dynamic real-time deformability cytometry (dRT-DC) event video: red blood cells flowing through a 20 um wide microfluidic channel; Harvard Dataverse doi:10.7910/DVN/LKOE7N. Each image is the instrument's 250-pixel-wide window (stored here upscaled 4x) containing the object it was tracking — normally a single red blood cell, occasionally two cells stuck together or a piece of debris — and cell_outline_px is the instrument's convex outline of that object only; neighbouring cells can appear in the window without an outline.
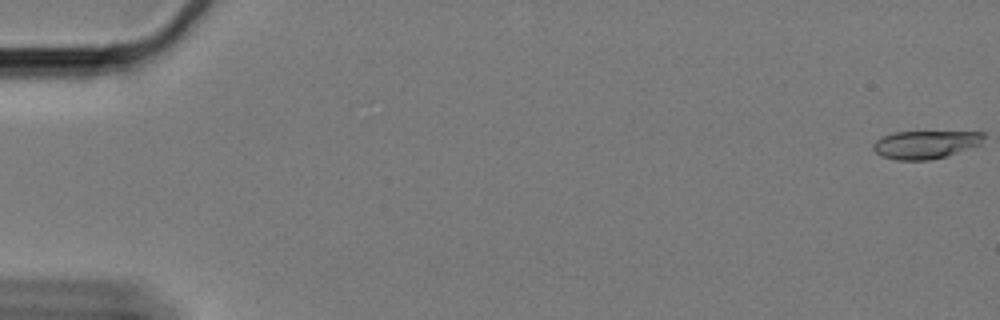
{"species": "Egyptian fruit bat (a non-hibernating species)", "species_latin": "Rousettus aegyptiacus", "temperature_condition": "cold", "stored_images_in_passage": 62, "camera_frame_rate_fps": 3000, "um_per_image_px": 0.085, "animal": {"sex": "female"}, "frame": {"image": 1, "passage_image": 1, "time_ms": 0.0, "image_size_px": [1000, 320], "cell_outline_px": [[984, 136], [980, 144], [948, 156], [928, 160], [896, 160], [880, 156], [872, 148], [884, 136], [896, 132], [984, 132]], "centroid_in_image_um": [78.69, 12.3], "position_along_channel_um": 6.3, "area_um2": 17.74}}
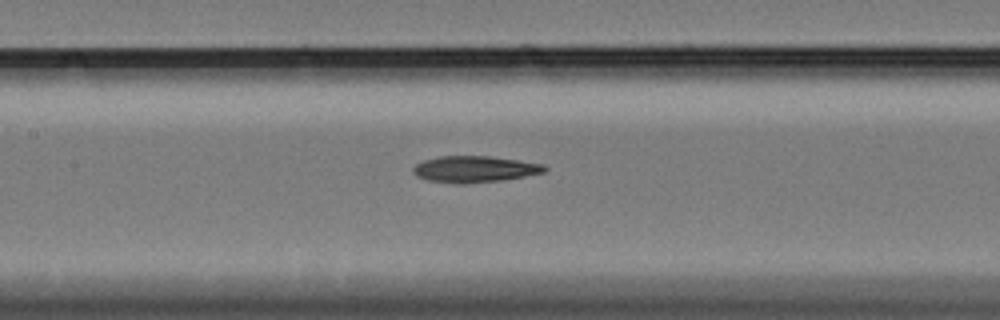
{"frame": {"image": 2, "passage_image": 30, "time_ms": 9.667, "image_size_px": [1000, 320], "cell_outline_px": [[548, 168], [544, 172], [524, 176], [500, 180], [464, 184], [460, 184], [428, 180], [416, 176], [412, 172], [412, 168], [416, 164], [424, 160], [440, 156], [488, 156], [544, 164]], "centroid_in_image_um": [40.31, 14.38], "position_along_channel_um": 167.1, "area_um2": 20.06}}
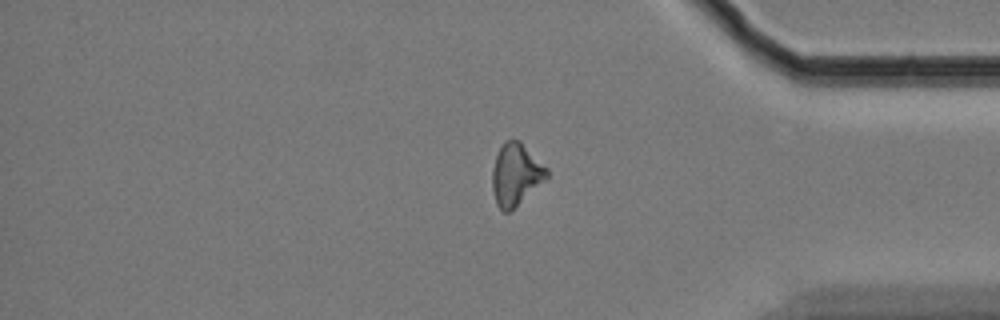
{"frame": {"image": 3, "passage_image": 52, "time_ms": 17.0, "image_size_px": [1000, 320], "cell_outline_px": [[548, 176], [544, 180], [508, 212], [504, 212], [496, 204], [492, 188], [492, 172], [496, 156], [504, 140], [520, 140], [548, 168]], "centroid_in_image_um": [43.83, 14.79], "position_along_channel_um": 391.4, "area_um2": 19.31}, "authors_computed_cell_mechanics": {"area_um2": 19.363, "velocity_mm_per_s": 3.292, "shape_relaxation_time_tau1_ms": 10.0658, "shape_relaxation_time_tau2_ms": null, "deformation_change_tau1": 0.1628, "deformation_change_tau2": null}}